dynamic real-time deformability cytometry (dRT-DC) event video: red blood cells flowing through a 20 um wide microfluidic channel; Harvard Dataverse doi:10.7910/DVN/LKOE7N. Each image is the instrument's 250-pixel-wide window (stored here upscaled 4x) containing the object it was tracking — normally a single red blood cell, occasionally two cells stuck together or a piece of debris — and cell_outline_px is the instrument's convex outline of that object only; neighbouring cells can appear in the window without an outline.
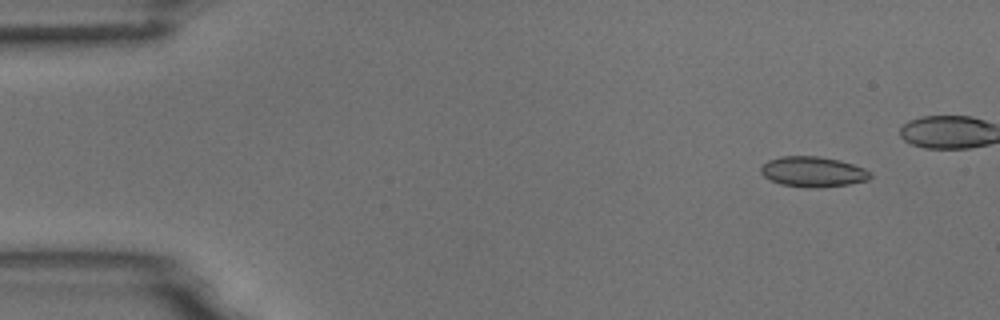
{"species": "common noctule bat (a hibernating species)", "species_latin": "Nyctalus noctula", "temperature_condition": "room temperature", "stored_images_in_passage": 7, "camera_frame_rate_fps": 3000, "um_per_image_px": 0.085, "animal": {"sex": "male", "body_mass_g": 18.8}, "frame": {"image": 1, "passage_image": 2, "time_ms": 1.333, "image_size_px": [1000, 320], "cell_outline_px": [[872, 176], [868, 180], [848, 184], [816, 188], [804, 188], [780, 184], [764, 176], [760, 172], [760, 168], [768, 160], [780, 156], [816, 156], [840, 160], [864, 168], [872, 172]], "centroid_in_image_um": [69.11, 14.6], "position_along_channel_um": 15.9, "area_um2": 19.42}}